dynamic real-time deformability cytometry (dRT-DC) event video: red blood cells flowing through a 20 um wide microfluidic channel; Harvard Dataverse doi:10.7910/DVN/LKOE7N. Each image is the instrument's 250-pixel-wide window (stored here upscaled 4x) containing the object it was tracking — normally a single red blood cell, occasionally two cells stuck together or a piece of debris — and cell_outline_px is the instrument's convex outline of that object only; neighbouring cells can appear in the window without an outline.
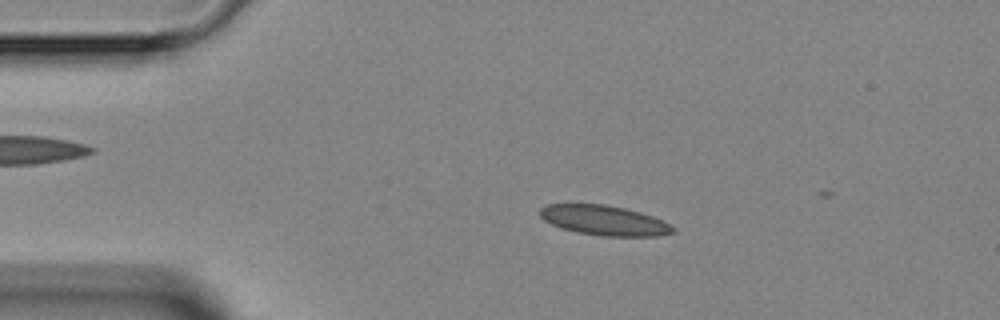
{"species": "Egyptian fruit bat (a non-hibernating species)", "species_latin": "Rousettus aegyptiacus", "temperature_condition": "room temperature", "stored_images_in_passage": 1, "camera_frame_rate_fps": 3000, "um_per_image_px": 0.085, "animal": {"sex": "female"}, "frame": {"image": 1, "passage_image": 1, "time_ms": 0.0, "image_size_px": [1000, 320], "cell_outline_px": [[676, 232], [660, 236], [604, 236], [576, 232], [560, 228], [544, 220], [540, 216], [540, 208], [548, 204], [604, 204], [624, 208], [640, 212], [652, 216], [672, 224], [676, 228]], "centroid_in_image_um": [51.39, 18.74], "position_along_channel_um": 33.6, "area_um2": 23.29}}